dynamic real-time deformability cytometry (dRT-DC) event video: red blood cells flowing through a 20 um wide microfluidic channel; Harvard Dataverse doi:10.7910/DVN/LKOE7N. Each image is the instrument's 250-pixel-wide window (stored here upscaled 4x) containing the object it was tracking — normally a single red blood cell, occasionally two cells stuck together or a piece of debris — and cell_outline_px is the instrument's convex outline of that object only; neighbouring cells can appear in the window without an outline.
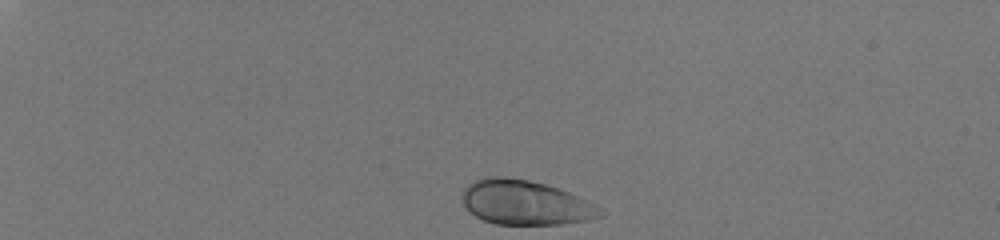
{"species": "human", "species_latin": "Homo sapiens", "temperature_condition": "room temperature", "stored_images_in_passage": 35, "camera_frame_rate_fps": 3000, "um_per_image_px": 0.085, "donor": {"sex": "male"}, "frame": {"image": 1, "passage_image": 1, "time_ms": 0.0, "image_size_px": [1000, 240], "cell_outline_px": [[604, 216], [588, 220], [560, 224], [496, 224], [484, 220], [476, 216], [464, 204], [464, 188], [468, 184], [476, 180], [488, 176], [504, 176], [528, 180], [544, 184], [568, 192], [592, 204], [604, 212]], "centroid_in_image_um": [44.64, 17.22], "position_along_channel_um": 40.4, "area_um2": 35.2}}
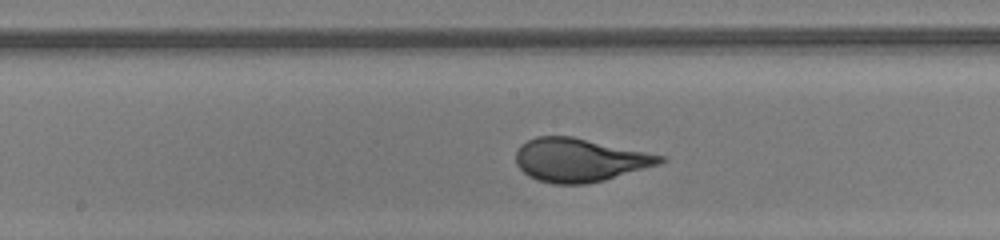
{"frame": {"image": 2, "passage_image": 20, "time_ms": 6.333, "image_size_px": [1000, 240], "cell_outline_px": [[664, 160], [660, 164], [604, 180], [584, 184], [552, 184], [536, 180], [528, 176], [516, 164], [516, 152], [520, 144], [536, 136], [572, 136], [664, 156]], "centroid_in_image_um": [49.21, 13.6], "position_along_channel_um": 199.0, "area_um2": 36.3}}
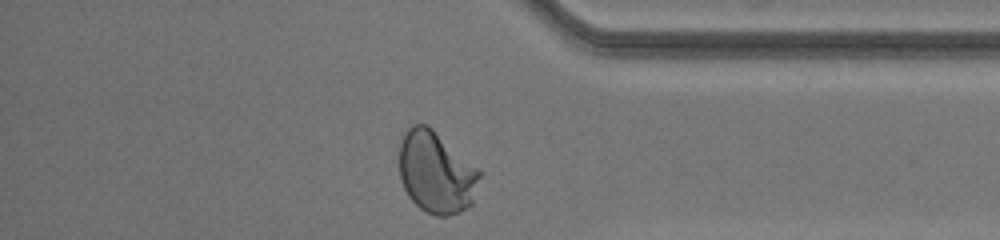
{"frame": {"image": 3, "passage_image": 35, "time_ms": 11.333, "image_size_px": [1000, 240], "cell_outline_px": [[484, 172], [472, 204], [468, 208], [460, 212], [448, 216], [436, 216], [420, 208], [408, 196], [404, 188], [400, 176], [400, 140], [404, 132], [412, 124], [428, 124], [480, 168]], "centroid_in_image_um": [37.13, 14.64], "position_along_channel_um": 398.1, "area_um2": 39.07}, "authors_computed_cell_mechanics": {"area_um2": 35.6048, "velocity_mm_per_s": 4.0925, "shape_relaxation_time_tau1_ms": 4.4614, "shape_relaxation_time_tau2_ms": null, "deformation_change_tau1": 0.1847, "deformation_change_tau2": null}}